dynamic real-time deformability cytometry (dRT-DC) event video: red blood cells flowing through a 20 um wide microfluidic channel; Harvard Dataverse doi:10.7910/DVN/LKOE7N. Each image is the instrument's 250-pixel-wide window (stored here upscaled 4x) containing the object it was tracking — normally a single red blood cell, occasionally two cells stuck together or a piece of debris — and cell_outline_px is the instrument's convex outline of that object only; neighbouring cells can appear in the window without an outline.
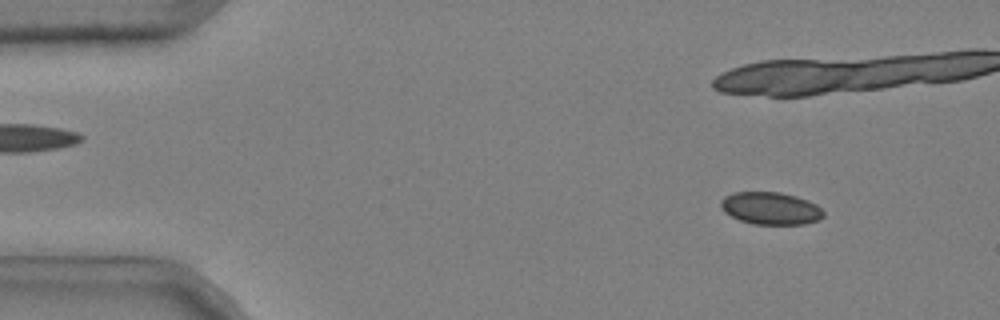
{"species": "common noctule bat (a hibernating species)", "species_latin": "Nyctalus noctula", "temperature_condition": "cold", "stored_images_in_passage": 18, "camera_frame_rate_fps": 3000, "um_per_image_px": 0.085, "animal": {"sex": "male", "body_mass_g": 20.4}, "frame": {"image": 1, "passage_image": 6, "time_ms": 1.667, "image_size_px": [1000, 320], "cell_outline_px": [[824, 216], [820, 220], [804, 224], [752, 224], [740, 220], [724, 212], [720, 204], [720, 200], [724, 196], [732, 192], [780, 192], [796, 196], [808, 200], [816, 204], [824, 212]], "centroid_in_image_um": [65.5, 17.7], "position_along_channel_um": 19.5, "area_um2": 19.54}}